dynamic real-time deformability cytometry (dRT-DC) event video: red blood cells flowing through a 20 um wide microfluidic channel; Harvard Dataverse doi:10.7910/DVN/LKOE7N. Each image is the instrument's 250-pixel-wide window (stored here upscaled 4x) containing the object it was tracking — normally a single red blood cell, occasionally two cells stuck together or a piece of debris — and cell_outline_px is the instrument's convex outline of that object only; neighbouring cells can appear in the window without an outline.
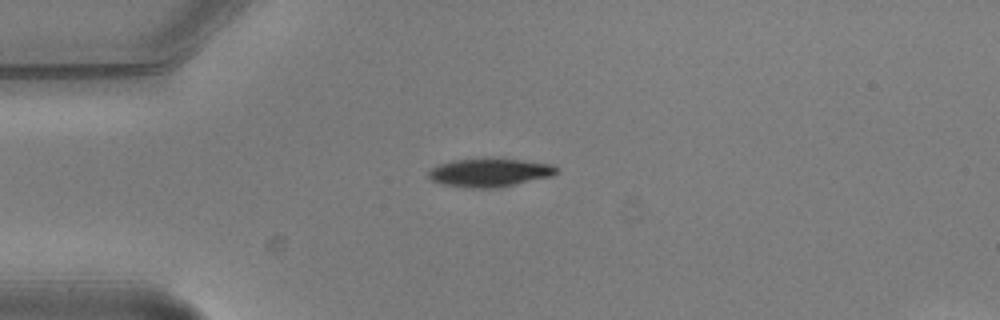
{"species": "common noctule bat (a hibernating species)", "species_latin": "Nyctalus noctula", "temperature_condition": "warm", "stored_images_in_passage": 8, "camera_frame_rate_fps": 3000, "um_per_image_px": 0.085, "animal": {"sex": "male", "body_mass_g": 20.5, "forearm_length_mm": 52.5}, "frame": {"image": 1, "passage_image": 1, "time_ms": 0.0, "image_size_px": [1000, 320], "cell_outline_px": [[560, 172], [552, 176], [500, 188], [468, 188], [444, 184], [432, 180], [428, 176], [428, 172], [432, 168], [440, 164], [452, 160], [520, 160], [552, 164], [560, 168]], "centroid_in_image_um": [41.68, 14.7], "position_along_channel_um": 43.3, "area_um2": 20.87}}
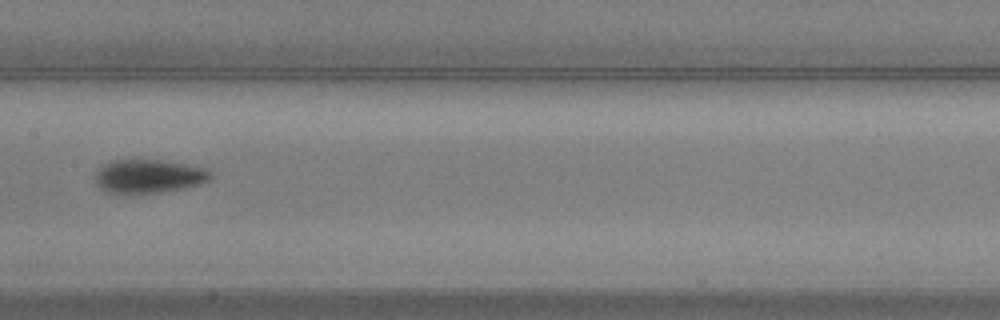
{"frame": {"image": 2, "passage_image": 5, "time_ms": 1.333, "image_size_px": [1000, 320], "cell_outline_px": [[212, 180], [200, 184], [184, 188], [160, 192], [132, 196], [124, 196], [108, 192], [100, 188], [96, 184], [96, 172], [108, 160], [160, 160], [208, 168], [212, 172]], "centroid_in_image_um": [12.64, 15.02], "position_along_channel_um": 194.8, "area_um2": 23.29}}
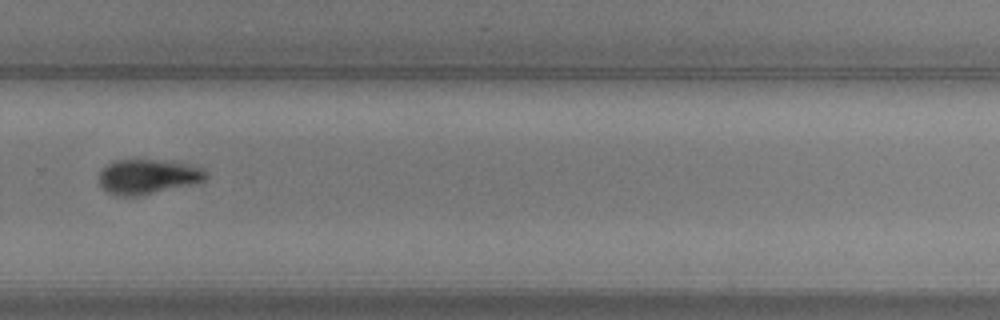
{"frame": {"image": 3, "passage_image": 8, "time_ms": 2.333, "image_size_px": [1000, 320], "cell_outline_px": [[208, 176], [204, 180], [188, 184], [136, 196], [124, 196], [104, 192], [100, 184], [100, 172], [108, 164], [116, 160], [156, 160], [184, 164], [204, 168], [208, 172]], "centroid_in_image_um": [12.53, 15.01], "position_along_channel_um": 317.3, "area_um2": 21.04}}